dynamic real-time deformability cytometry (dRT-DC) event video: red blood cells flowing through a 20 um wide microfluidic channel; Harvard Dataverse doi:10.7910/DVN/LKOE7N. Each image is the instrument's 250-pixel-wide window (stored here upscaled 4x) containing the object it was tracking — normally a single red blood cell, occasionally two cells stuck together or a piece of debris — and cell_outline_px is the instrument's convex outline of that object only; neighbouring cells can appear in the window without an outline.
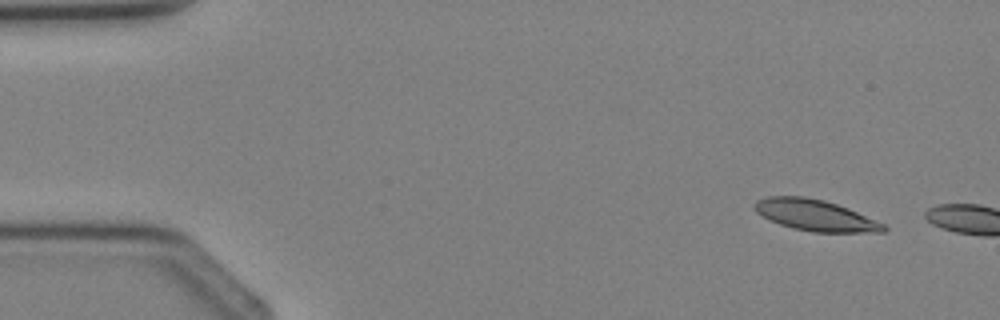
{"species": "Egyptian fruit bat (a non-hibernating species)", "species_latin": "Rousettus aegyptiacus", "temperature_condition": "cold", "stored_images_in_passage": 2, "camera_frame_rate_fps": 3000, "um_per_image_px": 0.085, "animal": {"sex": "female"}, "frame": {"image": 1, "passage_image": 1, "time_ms": 0.0, "image_size_px": [1000, 320], "cell_outline_px": [[888, 228], [884, 232], [812, 232], [780, 224], [756, 212], [752, 204], [756, 200], [768, 196], [804, 196], [824, 200], [848, 208], [884, 224]], "centroid_in_image_um": [69.29, 18.28], "position_along_channel_um": 15.7, "area_um2": 23.18}}